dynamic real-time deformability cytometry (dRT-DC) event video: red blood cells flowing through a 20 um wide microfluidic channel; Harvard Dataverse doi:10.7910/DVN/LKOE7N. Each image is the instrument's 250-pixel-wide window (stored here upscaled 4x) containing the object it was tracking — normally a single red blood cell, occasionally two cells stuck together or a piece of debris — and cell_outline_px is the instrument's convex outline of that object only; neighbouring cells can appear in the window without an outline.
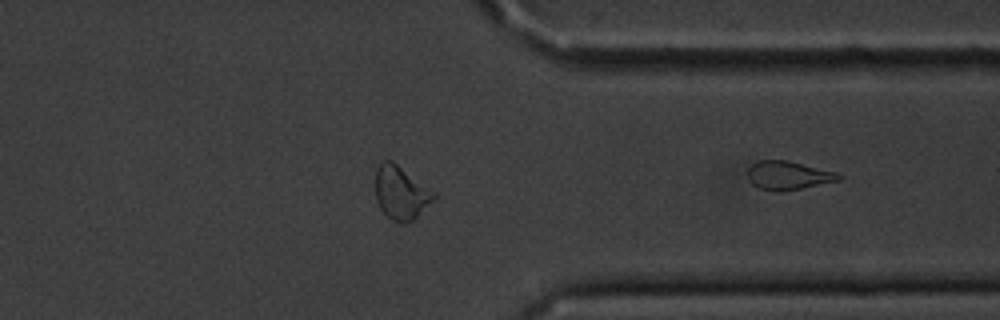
{"species": "common noctule bat (a hibernating species)", "species_latin": "Nyctalus noctula", "temperature_condition": "cold", "stored_images_in_passage": 43, "segment_of_instrument_passage": [2, 2], "camera_frame_rate_fps": 3000, "um_per_image_px": 0.085, "animal": {"sex": "male", "body_mass_g": 20.1, "forearm_length_mm": 53.5}, "frame": {"image": 1, "passage_image": 43, "time_ms": 14.0, "image_size_px": [1000, 320], "cell_outline_px": [[844, 180], [780, 192], [760, 188], [752, 184], [748, 180], [748, 168], [752, 164], [760, 160], [788, 160], [836, 172], [844, 176]], "centroid_in_image_um": [67.04, 14.91], "position_along_channel_um": 344.4, "area_um2": 15.32}}